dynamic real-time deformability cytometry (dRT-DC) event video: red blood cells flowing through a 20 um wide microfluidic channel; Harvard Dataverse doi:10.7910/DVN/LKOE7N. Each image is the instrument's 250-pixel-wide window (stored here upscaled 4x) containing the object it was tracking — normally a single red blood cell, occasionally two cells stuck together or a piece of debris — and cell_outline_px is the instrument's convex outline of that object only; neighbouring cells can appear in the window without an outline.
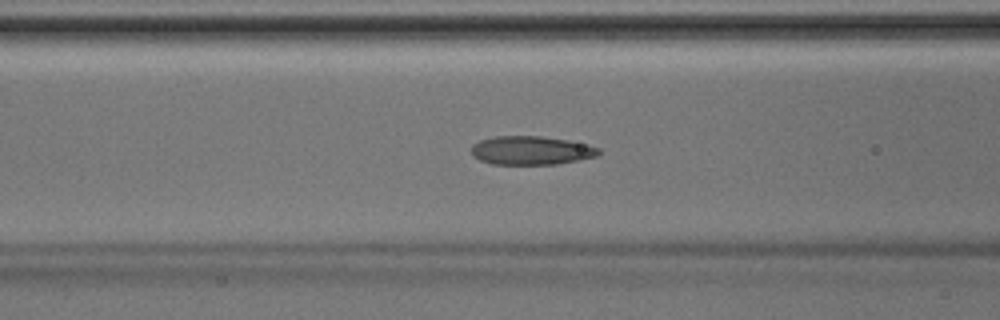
{"species": "Egyptian fruit bat (a non-hibernating species)", "species_latin": "Rousettus aegyptiacus", "temperature_condition": "room temperature", "stored_images_in_passage": 34, "camera_frame_rate_fps": 3000, "um_per_image_px": 0.085, "animal": {"sex": "male"}, "frame": {"image": 1, "passage_image": 7, "time_ms": 2.0, "image_size_px": [1000, 320], "cell_outline_px": [[600, 152], [596, 156], [556, 164], [492, 164], [480, 160], [472, 156], [472, 144], [480, 140], [496, 136], [540, 136], [568, 140], [600, 148]], "centroid_in_image_um": [45.11, 12.78], "position_along_channel_um": 121.5, "area_um2": 21.1}}
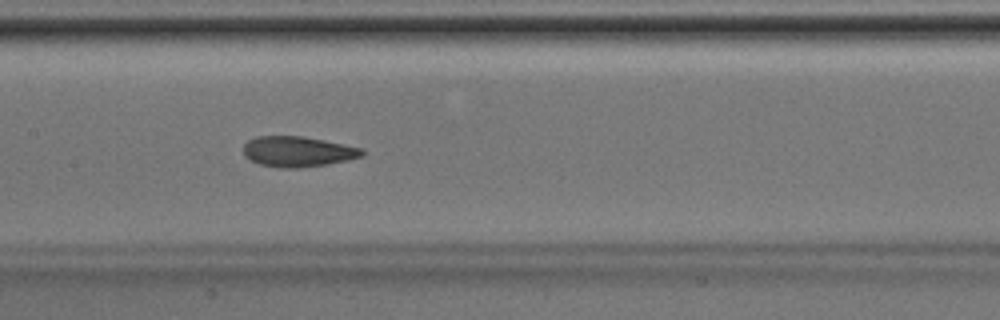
{"frame": {"image": 2, "passage_image": 11, "time_ms": 3.333, "image_size_px": [1000, 320], "cell_outline_px": [[364, 156], [348, 160], [328, 164], [300, 168], [280, 168], [260, 164], [244, 156], [244, 144], [248, 140], [256, 136], [304, 136], [364, 148]], "centroid_in_image_um": [25.34, 12.88], "position_along_channel_um": 182.1, "area_um2": 21.21}}
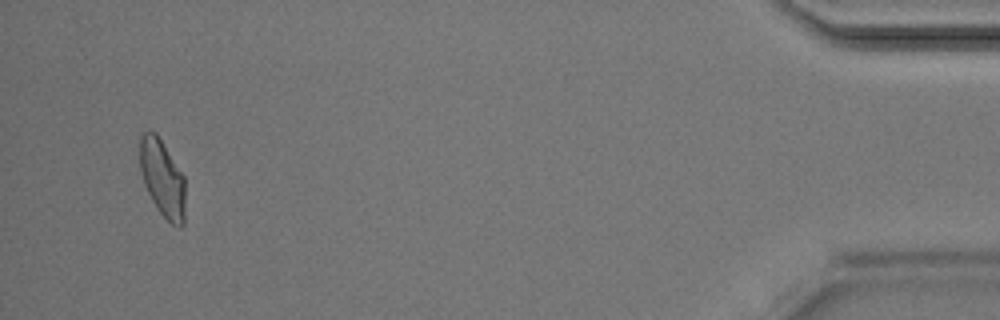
{"frame": {"image": 3, "passage_image": 32, "time_ms": 10.333, "image_size_px": [1000, 320], "cell_outline_px": [[184, 224], [180, 228], [172, 224], [156, 208], [144, 184], [140, 168], [140, 136], [144, 132], [156, 132], [184, 176]], "centroid_in_image_um": [13.8, 15.16], "position_along_channel_um": 421.4, "area_um2": 20.17}}